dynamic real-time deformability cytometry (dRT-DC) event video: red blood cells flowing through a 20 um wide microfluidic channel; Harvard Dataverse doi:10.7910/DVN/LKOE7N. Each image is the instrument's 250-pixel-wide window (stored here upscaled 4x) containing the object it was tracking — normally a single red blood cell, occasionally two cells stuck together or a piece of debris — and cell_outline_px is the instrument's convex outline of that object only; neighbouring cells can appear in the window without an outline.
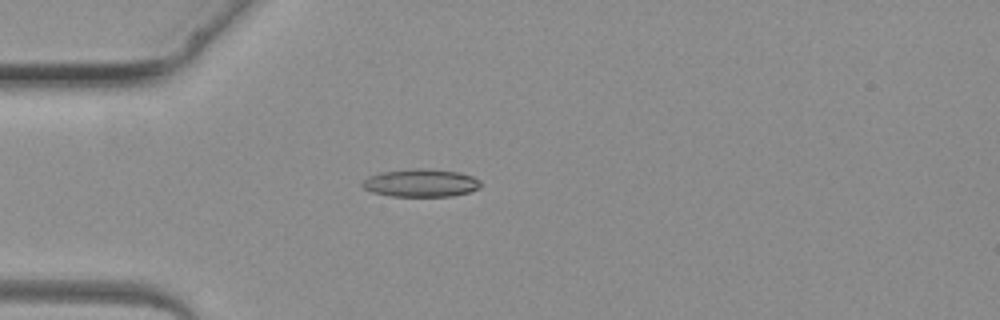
{"species": "common noctule bat (a hibernating species)", "species_latin": "Nyctalus noctula", "temperature_condition": "warm", "stored_images_in_passage": 4, "camera_frame_rate_fps": 3000, "um_per_image_px": 0.085, "animal": {"sex": "female", "body_mass_g": 19.3, "forearm_length_mm": 54.1}, "frame": {"image": 1, "passage_image": 4, "time_ms": 3.667, "image_size_px": [1000, 320], "cell_outline_px": [[480, 188], [468, 192], [452, 196], [392, 196], [372, 192], [364, 188], [360, 184], [368, 176], [380, 172], [412, 168], [420, 168], [460, 172], [472, 176], [480, 180]], "centroid_in_image_um": [35.76, 15.54], "position_along_channel_um": 49.2, "area_um2": 19.25}}